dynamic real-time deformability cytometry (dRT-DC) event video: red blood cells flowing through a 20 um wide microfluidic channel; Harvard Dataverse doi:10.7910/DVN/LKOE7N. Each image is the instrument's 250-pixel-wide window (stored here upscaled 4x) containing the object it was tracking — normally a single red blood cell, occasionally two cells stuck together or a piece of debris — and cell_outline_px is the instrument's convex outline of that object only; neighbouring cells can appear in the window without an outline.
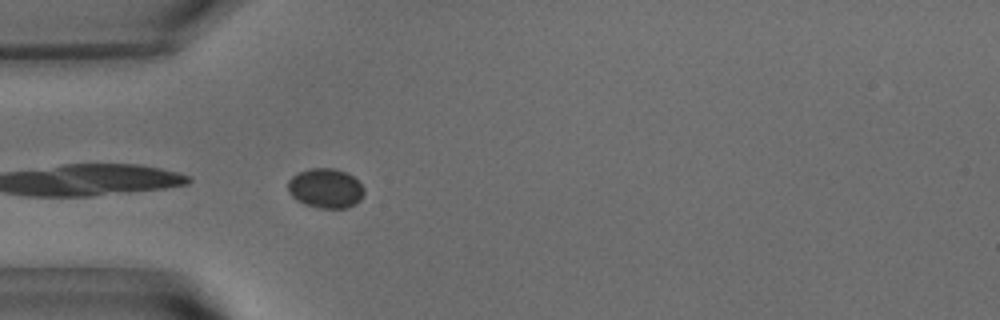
{"species": "common noctule bat (a hibernating species)", "species_latin": "Nyctalus noctula", "temperature_condition": "warm", "stored_images_in_passage": 4, "camera_frame_rate_fps": 3000, "um_per_image_px": 0.085, "animal": {"sex": "male", "body_mass_g": 15.6}, "frame": {"image": 1, "passage_image": 1, "time_ms": 0.0, "image_size_px": [1000, 320], "cell_outline_px": [[364, 192], [360, 200], [348, 208], [320, 208], [304, 204], [296, 200], [288, 192], [288, 180], [292, 176], [308, 168], [332, 168], [348, 172], [364, 188]], "centroid_in_image_um": [27.66, 16.0], "position_along_channel_um": 57.3, "area_um2": 17.63}}